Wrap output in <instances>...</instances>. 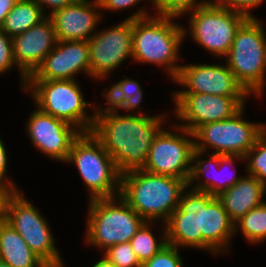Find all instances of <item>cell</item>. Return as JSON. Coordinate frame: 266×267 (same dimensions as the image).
<instances>
[{
  "label": "cell",
  "mask_w": 266,
  "mask_h": 267,
  "mask_svg": "<svg viewBox=\"0 0 266 267\" xmlns=\"http://www.w3.org/2000/svg\"><path fill=\"white\" fill-rule=\"evenodd\" d=\"M57 41L53 22L48 16L12 38L13 57L20 74V89L24 90L27 78L55 48Z\"/></svg>",
  "instance_id": "cell-17"
},
{
  "label": "cell",
  "mask_w": 266,
  "mask_h": 267,
  "mask_svg": "<svg viewBox=\"0 0 266 267\" xmlns=\"http://www.w3.org/2000/svg\"><path fill=\"white\" fill-rule=\"evenodd\" d=\"M6 145L0 136V183L7 185L13 192L20 191V187H17L11 176L8 173V157H7Z\"/></svg>",
  "instance_id": "cell-35"
},
{
  "label": "cell",
  "mask_w": 266,
  "mask_h": 267,
  "mask_svg": "<svg viewBox=\"0 0 266 267\" xmlns=\"http://www.w3.org/2000/svg\"><path fill=\"white\" fill-rule=\"evenodd\" d=\"M102 255L106 256L115 267H141L142 264L130 242L110 246Z\"/></svg>",
  "instance_id": "cell-31"
},
{
  "label": "cell",
  "mask_w": 266,
  "mask_h": 267,
  "mask_svg": "<svg viewBox=\"0 0 266 267\" xmlns=\"http://www.w3.org/2000/svg\"><path fill=\"white\" fill-rule=\"evenodd\" d=\"M84 241L102 253L130 242L145 220L120 196L89 200Z\"/></svg>",
  "instance_id": "cell-6"
},
{
  "label": "cell",
  "mask_w": 266,
  "mask_h": 267,
  "mask_svg": "<svg viewBox=\"0 0 266 267\" xmlns=\"http://www.w3.org/2000/svg\"><path fill=\"white\" fill-rule=\"evenodd\" d=\"M265 195L266 186L255 176L247 174L217 198L222 202L230 219L235 223L251 209L262 204Z\"/></svg>",
  "instance_id": "cell-21"
},
{
  "label": "cell",
  "mask_w": 266,
  "mask_h": 267,
  "mask_svg": "<svg viewBox=\"0 0 266 267\" xmlns=\"http://www.w3.org/2000/svg\"><path fill=\"white\" fill-rule=\"evenodd\" d=\"M178 19L179 17L157 14L133 19L134 63H148L164 68L163 71L173 80L182 65L179 62L181 58L179 53L185 41L183 25Z\"/></svg>",
  "instance_id": "cell-3"
},
{
  "label": "cell",
  "mask_w": 266,
  "mask_h": 267,
  "mask_svg": "<svg viewBox=\"0 0 266 267\" xmlns=\"http://www.w3.org/2000/svg\"><path fill=\"white\" fill-rule=\"evenodd\" d=\"M210 3L211 0H150V4L154 9L151 11H154V14L175 16L180 19L185 13Z\"/></svg>",
  "instance_id": "cell-29"
},
{
  "label": "cell",
  "mask_w": 266,
  "mask_h": 267,
  "mask_svg": "<svg viewBox=\"0 0 266 267\" xmlns=\"http://www.w3.org/2000/svg\"><path fill=\"white\" fill-rule=\"evenodd\" d=\"M264 23L258 17L247 18L236 31L225 63L236 80L254 97L261 99L266 87Z\"/></svg>",
  "instance_id": "cell-5"
},
{
  "label": "cell",
  "mask_w": 266,
  "mask_h": 267,
  "mask_svg": "<svg viewBox=\"0 0 266 267\" xmlns=\"http://www.w3.org/2000/svg\"><path fill=\"white\" fill-rule=\"evenodd\" d=\"M173 82L182 90L172 93H205L227 97H250L224 62L221 64H182ZM186 87V88H185Z\"/></svg>",
  "instance_id": "cell-16"
},
{
  "label": "cell",
  "mask_w": 266,
  "mask_h": 267,
  "mask_svg": "<svg viewBox=\"0 0 266 267\" xmlns=\"http://www.w3.org/2000/svg\"><path fill=\"white\" fill-rule=\"evenodd\" d=\"M65 163L77 167L89 192V200L120 195L121 174L92 132L81 133L73 142Z\"/></svg>",
  "instance_id": "cell-7"
},
{
  "label": "cell",
  "mask_w": 266,
  "mask_h": 267,
  "mask_svg": "<svg viewBox=\"0 0 266 267\" xmlns=\"http://www.w3.org/2000/svg\"><path fill=\"white\" fill-rule=\"evenodd\" d=\"M97 0H76L55 11L51 18L57 40L88 41L96 32L103 14Z\"/></svg>",
  "instance_id": "cell-19"
},
{
  "label": "cell",
  "mask_w": 266,
  "mask_h": 267,
  "mask_svg": "<svg viewBox=\"0 0 266 267\" xmlns=\"http://www.w3.org/2000/svg\"><path fill=\"white\" fill-rule=\"evenodd\" d=\"M266 0H211L219 7L243 13L248 18L257 17L252 12Z\"/></svg>",
  "instance_id": "cell-33"
},
{
  "label": "cell",
  "mask_w": 266,
  "mask_h": 267,
  "mask_svg": "<svg viewBox=\"0 0 266 267\" xmlns=\"http://www.w3.org/2000/svg\"><path fill=\"white\" fill-rule=\"evenodd\" d=\"M101 11L118 12L139 5L143 0H97ZM133 6V7H132Z\"/></svg>",
  "instance_id": "cell-36"
},
{
  "label": "cell",
  "mask_w": 266,
  "mask_h": 267,
  "mask_svg": "<svg viewBox=\"0 0 266 267\" xmlns=\"http://www.w3.org/2000/svg\"><path fill=\"white\" fill-rule=\"evenodd\" d=\"M145 5L123 21L97 31L89 40L90 78L94 82L107 79L129 58L133 61V19L152 16ZM150 13V14H149ZM104 78V79H103Z\"/></svg>",
  "instance_id": "cell-8"
},
{
  "label": "cell",
  "mask_w": 266,
  "mask_h": 267,
  "mask_svg": "<svg viewBox=\"0 0 266 267\" xmlns=\"http://www.w3.org/2000/svg\"><path fill=\"white\" fill-rule=\"evenodd\" d=\"M140 84L137 80L125 77L113 83L110 88L106 87L107 90L101 92V96L107 101L105 106L111 110H120L119 112L122 110L125 114L149 115L140 108L145 95Z\"/></svg>",
  "instance_id": "cell-23"
},
{
  "label": "cell",
  "mask_w": 266,
  "mask_h": 267,
  "mask_svg": "<svg viewBox=\"0 0 266 267\" xmlns=\"http://www.w3.org/2000/svg\"><path fill=\"white\" fill-rule=\"evenodd\" d=\"M88 41L58 40L55 48L27 80H78L79 73L90 78Z\"/></svg>",
  "instance_id": "cell-18"
},
{
  "label": "cell",
  "mask_w": 266,
  "mask_h": 267,
  "mask_svg": "<svg viewBox=\"0 0 266 267\" xmlns=\"http://www.w3.org/2000/svg\"><path fill=\"white\" fill-rule=\"evenodd\" d=\"M172 94L175 107L171 115L178 120L177 125L192 133L203 124L230 119L246 106V101L250 98L205 93Z\"/></svg>",
  "instance_id": "cell-13"
},
{
  "label": "cell",
  "mask_w": 266,
  "mask_h": 267,
  "mask_svg": "<svg viewBox=\"0 0 266 267\" xmlns=\"http://www.w3.org/2000/svg\"><path fill=\"white\" fill-rule=\"evenodd\" d=\"M77 80H27L23 91L42 112L66 121L82 133L91 132L97 105L86 101ZM91 109V113L88 110Z\"/></svg>",
  "instance_id": "cell-4"
},
{
  "label": "cell",
  "mask_w": 266,
  "mask_h": 267,
  "mask_svg": "<svg viewBox=\"0 0 266 267\" xmlns=\"http://www.w3.org/2000/svg\"><path fill=\"white\" fill-rule=\"evenodd\" d=\"M185 14H189V29L183 25L184 39L190 34L193 42L219 59L227 55L236 31L248 18L243 13L219 7L212 2Z\"/></svg>",
  "instance_id": "cell-9"
},
{
  "label": "cell",
  "mask_w": 266,
  "mask_h": 267,
  "mask_svg": "<svg viewBox=\"0 0 266 267\" xmlns=\"http://www.w3.org/2000/svg\"><path fill=\"white\" fill-rule=\"evenodd\" d=\"M25 132L36 150L54 161L65 163L73 142L82 133L75 126L34 108L25 122Z\"/></svg>",
  "instance_id": "cell-14"
},
{
  "label": "cell",
  "mask_w": 266,
  "mask_h": 267,
  "mask_svg": "<svg viewBox=\"0 0 266 267\" xmlns=\"http://www.w3.org/2000/svg\"><path fill=\"white\" fill-rule=\"evenodd\" d=\"M92 267H115L106 256H102L101 259L93 263Z\"/></svg>",
  "instance_id": "cell-40"
},
{
  "label": "cell",
  "mask_w": 266,
  "mask_h": 267,
  "mask_svg": "<svg viewBox=\"0 0 266 267\" xmlns=\"http://www.w3.org/2000/svg\"><path fill=\"white\" fill-rule=\"evenodd\" d=\"M265 64H266V42H265Z\"/></svg>",
  "instance_id": "cell-42"
},
{
  "label": "cell",
  "mask_w": 266,
  "mask_h": 267,
  "mask_svg": "<svg viewBox=\"0 0 266 267\" xmlns=\"http://www.w3.org/2000/svg\"><path fill=\"white\" fill-rule=\"evenodd\" d=\"M13 191L5 184L0 183V221L5 220L6 203Z\"/></svg>",
  "instance_id": "cell-38"
},
{
  "label": "cell",
  "mask_w": 266,
  "mask_h": 267,
  "mask_svg": "<svg viewBox=\"0 0 266 267\" xmlns=\"http://www.w3.org/2000/svg\"><path fill=\"white\" fill-rule=\"evenodd\" d=\"M245 106L233 117L223 121L206 123L194 132L195 149L219 155H245L254 147L258 135L266 123L245 120Z\"/></svg>",
  "instance_id": "cell-11"
},
{
  "label": "cell",
  "mask_w": 266,
  "mask_h": 267,
  "mask_svg": "<svg viewBox=\"0 0 266 267\" xmlns=\"http://www.w3.org/2000/svg\"><path fill=\"white\" fill-rule=\"evenodd\" d=\"M0 267H12V266H10L7 263H4V262L0 261Z\"/></svg>",
  "instance_id": "cell-41"
},
{
  "label": "cell",
  "mask_w": 266,
  "mask_h": 267,
  "mask_svg": "<svg viewBox=\"0 0 266 267\" xmlns=\"http://www.w3.org/2000/svg\"><path fill=\"white\" fill-rule=\"evenodd\" d=\"M0 261L12 267H48L5 220L0 221Z\"/></svg>",
  "instance_id": "cell-22"
},
{
  "label": "cell",
  "mask_w": 266,
  "mask_h": 267,
  "mask_svg": "<svg viewBox=\"0 0 266 267\" xmlns=\"http://www.w3.org/2000/svg\"><path fill=\"white\" fill-rule=\"evenodd\" d=\"M179 248L172 245H165L151 259L143 262L141 267H184Z\"/></svg>",
  "instance_id": "cell-32"
},
{
  "label": "cell",
  "mask_w": 266,
  "mask_h": 267,
  "mask_svg": "<svg viewBox=\"0 0 266 267\" xmlns=\"http://www.w3.org/2000/svg\"><path fill=\"white\" fill-rule=\"evenodd\" d=\"M5 221L24 239L30 249L48 266L65 267L49 222L20 191L13 192L6 203Z\"/></svg>",
  "instance_id": "cell-10"
},
{
  "label": "cell",
  "mask_w": 266,
  "mask_h": 267,
  "mask_svg": "<svg viewBox=\"0 0 266 267\" xmlns=\"http://www.w3.org/2000/svg\"><path fill=\"white\" fill-rule=\"evenodd\" d=\"M206 154H208V158L205 157ZM219 164V154H209V152L206 153L195 149L192 156L191 174L187 182L188 187L197 191H204L212 196H215V175L216 170L219 168ZM213 170L214 172L212 177H210L209 175H211V171Z\"/></svg>",
  "instance_id": "cell-25"
},
{
  "label": "cell",
  "mask_w": 266,
  "mask_h": 267,
  "mask_svg": "<svg viewBox=\"0 0 266 267\" xmlns=\"http://www.w3.org/2000/svg\"><path fill=\"white\" fill-rule=\"evenodd\" d=\"M236 161L243 162L244 164H246L245 158L242 156L220 155V164H219L218 170H216V175H215V197L219 196L221 193H223L230 187L234 186L243 177L241 175H236L237 174V171H236L237 169L235 168V164L237 163ZM226 166L229 167L228 169H230L231 167L230 170H232L231 171L232 173L227 172L229 175L227 173H226L227 175H225L224 170H222ZM232 168L233 169L235 168V169L233 170Z\"/></svg>",
  "instance_id": "cell-30"
},
{
  "label": "cell",
  "mask_w": 266,
  "mask_h": 267,
  "mask_svg": "<svg viewBox=\"0 0 266 267\" xmlns=\"http://www.w3.org/2000/svg\"><path fill=\"white\" fill-rule=\"evenodd\" d=\"M17 1L18 0H0V28L3 26L5 18Z\"/></svg>",
  "instance_id": "cell-39"
},
{
  "label": "cell",
  "mask_w": 266,
  "mask_h": 267,
  "mask_svg": "<svg viewBox=\"0 0 266 267\" xmlns=\"http://www.w3.org/2000/svg\"><path fill=\"white\" fill-rule=\"evenodd\" d=\"M156 223V225H154ZM158 222L145 221L131 238L130 244L141 263L151 259L165 245H167L166 226L161 223V232L156 236L152 231V226H157ZM158 237V238H157Z\"/></svg>",
  "instance_id": "cell-26"
},
{
  "label": "cell",
  "mask_w": 266,
  "mask_h": 267,
  "mask_svg": "<svg viewBox=\"0 0 266 267\" xmlns=\"http://www.w3.org/2000/svg\"><path fill=\"white\" fill-rule=\"evenodd\" d=\"M169 114L122 115L119 110L97 104L91 132L113 158L122 175L144 167L152 141L158 131L166 126Z\"/></svg>",
  "instance_id": "cell-1"
},
{
  "label": "cell",
  "mask_w": 266,
  "mask_h": 267,
  "mask_svg": "<svg viewBox=\"0 0 266 267\" xmlns=\"http://www.w3.org/2000/svg\"><path fill=\"white\" fill-rule=\"evenodd\" d=\"M46 16L34 0H18L10 10L2 31L10 38L22 34L42 21Z\"/></svg>",
  "instance_id": "cell-24"
},
{
  "label": "cell",
  "mask_w": 266,
  "mask_h": 267,
  "mask_svg": "<svg viewBox=\"0 0 266 267\" xmlns=\"http://www.w3.org/2000/svg\"><path fill=\"white\" fill-rule=\"evenodd\" d=\"M234 232L244 235L248 243L259 245L266 240V201L251 209L234 223Z\"/></svg>",
  "instance_id": "cell-27"
},
{
  "label": "cell",
  "mask_w": 266,
  "mask_h": 267,
  "mask_svg": "<svg viewBox=\"0 0 266 267\" xmlns=\"http://www.w3.org/2000/svg\"><path fill=\"white\" fill-rule=\"evenodd\" d=\"M41 8L45 16L52 15L55 11L64 8L67 5L74 3L76 0H34ZM48 9V13L46 11ZM50 11V12H49Z\"/></svg>",
  "instance_id": "cell-37"
},
{
  "label": "cell",
  "mask_w": 266,
  "mask_h": 267,
  "mask_svg": "<svg viewBox=\"0 0 266 267\" xmlns=\"http://www.w3.org/2000/svg\"><path fill=\"white\" fill-rule=\"evenodd\" d=\"M213 196L187 187L181 195L179 206L166 221L167 244L179 249H202L203 206Z\"/></svg>",
  "instance_id": "cell-15"
},
{
  "label": "cell",
  "mask_w": 266,
  "mask_h": 267,
  "mask_svg": "<svg viewBox=\"0 0 266 267\" xmlns=\"http://www.w3.org/2000/svg\"><path fill=\"white\" fill-rule=\"evenodd\" d=\"M202 250L211 255L229 253L232 237L234 238V222L230 219L222 202L213 196L203 206ZM229 248V249H228Z\"/></svg>",
  "instance_id": "cell-20"
},
{
  "label": "cell",
  "mask_w": 266,
  "mask_h": 267,
  "mask_svg": "<svg viewBox=\"0 0 266 267\" xmlns=\"http://www.w3.org/2000/svg\"><path fill=\"white\" fill-rule=\"evenodd\" d=\"M244 158L245 172L266 186V128L258 135L254 147Z\"/></svg>",
  "instance_id": "cell-28"
},
{
  "label": "cell",
  "mask_w": 266,
  "mask_h": 267,
  "mask_svg": "<svg viewBox=\"0 0 266 267\" xmlns=\"http://www.w3.org/2000/svg\"><path fill=\"white\" fill-rule=\"evenodd\" d=\"M17 68L12 50V38L0 28V76Z\"/></svg>",
  "instance_id": "cell-34"
},
{
  "label": "cell",
  "mask_w": 266,
  "mask_h": 267,
  "mask_svg": "<svg viewBox=\"0 0 266 267\" xmlns=\"http://www.w3.org/2000/svg\"><path fill=\"white\" fill-rule=\"evenodd\" d=\"M187 182L143 169L133 170L121 175L120 196L145 221L165 224L178 208Z\"/></svg>",
  "instance_id": "cell-2"
},
{
  "label": "cell",
  "mask_w": 266,
  "mask_h": 267,
  "mask_svg": "<svg viewBox=\"0 0 266 267\" xmlns=\"http://www.w3.org/2000/svg\"><path fill=\"white\" fill-rule=\"evenodd\" d=\"M170 129L162 127L155 135L142 169L188 181L195 150L193 133L177 123Z\"/></svg>",
  "instance_id": "cell-12"
}]
</instances>
